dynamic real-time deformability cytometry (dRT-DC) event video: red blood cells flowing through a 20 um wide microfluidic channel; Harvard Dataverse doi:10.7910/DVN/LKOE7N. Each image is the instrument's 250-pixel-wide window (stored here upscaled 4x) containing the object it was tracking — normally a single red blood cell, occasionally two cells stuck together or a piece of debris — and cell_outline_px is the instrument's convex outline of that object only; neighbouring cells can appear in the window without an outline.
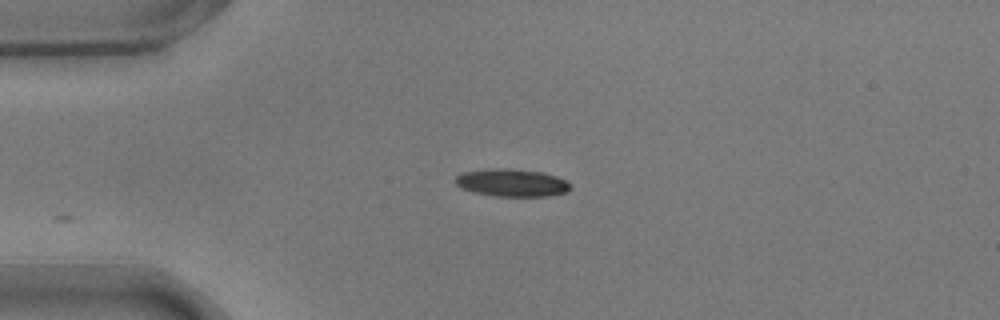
{"species": "common noctule bat (a hibernating species)", "species_latin": "Nyctalus noctula", "temperature_condition": "warm", "stored_images_in_passage": 14, "camera_frame_rate_fps": 3000, "um_per_image_px": 0.085, "animal": {"sex": "male", "body_mass_g": 17.9}, "frame": {"image": 1, "passage_image": 1, "time_ms": 0.0, "image_size_px": [1000, 320], "cell_outline_px": [[572, 188], [568, 192], [548, 196], [496, 196], [472, 192], [460, 188], [452, 180], [456, 176], [464, 172], [496, 168], [512, 168], [544, 172], [556, 176], [572, 184]], "centroid_in_image_um": [43.52, 15.53], "position_along_channel_um": 41.5, "area_um2": 18.79}}
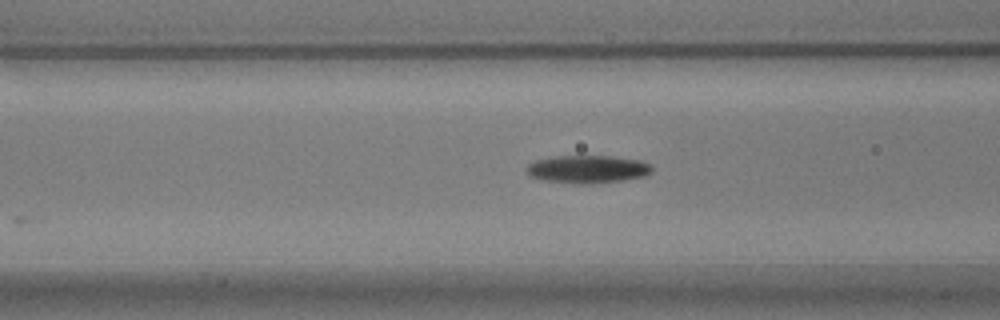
{"frame": {"image": 2, "passage_image": 9, "time_ms": 2.667, "image_size_px": [1000, 320], "cell_outline_px": [[652, 172], [644, 176], [624, 180], [588, 184], [576, 184], [540, 180], [532, 176], [524, 168], [528, 164], [536, 160], [556, 156], [612, 156], [640, 160], [648, 164], [652, 168]], "centroid_in_image_um": [49.92, 14.39], "position_along_channel_um": 116.7, "area_um2": 20.4}}
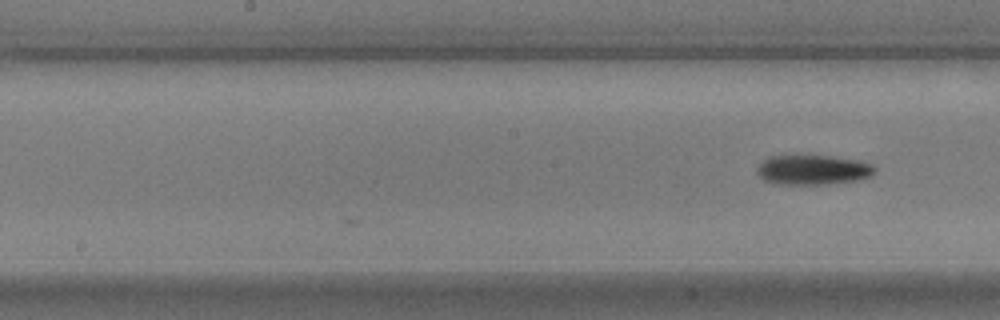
{"frame": {"image": 3, "passage_image": 14, "time_ms": 4.333, "image_size_px": [1000, 320], "cell_outline_px": [[876, 172], [872, 176], [860, 180], [828, 184], [780, 184], [764, 180], [756, 172], [756, 168], [768, 156], [812, 152], [860, 160], [872, 164], [876, 168]], "centroid_in_image_um": [69.13, 14.38], "position_along_channel_um": 179.1, "area_um2": 21.62}}